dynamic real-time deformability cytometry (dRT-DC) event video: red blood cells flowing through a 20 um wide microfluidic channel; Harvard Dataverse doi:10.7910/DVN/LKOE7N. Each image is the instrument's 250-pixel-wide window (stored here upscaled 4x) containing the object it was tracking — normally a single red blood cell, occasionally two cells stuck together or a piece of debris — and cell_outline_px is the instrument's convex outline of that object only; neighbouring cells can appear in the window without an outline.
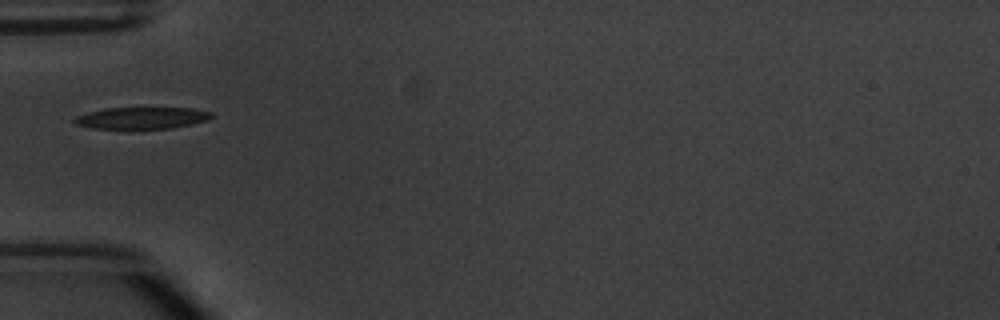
{"species": "common noctule bat (a hibernating species)", "species_latin": "Nyctalus noctula", "temperature_condition": "warm", "stored_images_in_passage": 4, "camera_frame_rate_fps": 3000, "um_per_image_px": 0.085, "animal": {"sex": "male", "body_mass_g": 20.1, "forearm_length_mm": 53.5}, "frame": {"image": 1, "passage_image": 4, "time_ms": 3.333, "image_size_px": [1000, 320], "cell_outline_px": [[216, 116], [208, 120], [192, 124], [172, 128], [92, 128], [76, 124], [72, 120], [76, 116], [88, 112], [108, 108], [192, 108], [212, 112]], "centroid_in_image_um": [12.11, 10.02], "position_along_channel_um": 72.9, "area_um2": 17.28}}